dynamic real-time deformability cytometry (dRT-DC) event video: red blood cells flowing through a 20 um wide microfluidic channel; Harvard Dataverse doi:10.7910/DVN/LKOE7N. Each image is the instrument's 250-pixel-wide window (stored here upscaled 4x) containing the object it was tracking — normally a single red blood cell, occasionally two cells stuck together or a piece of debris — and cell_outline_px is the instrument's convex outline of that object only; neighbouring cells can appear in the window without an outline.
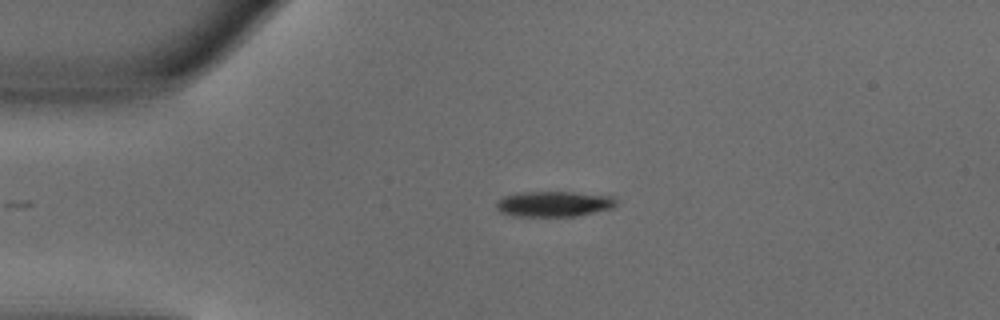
{"species": "common noctule bat (a hibernating species)", "species_latin": "Nyctalus noctula", "temperature_condition": "warm", "stored_images_in_passage": 30, "camera_frame_rate_fps": 3000, "um_per_image_px": 0.085, "animal": {"sex": "male", "body_mass_g": 18.8}, "frame": {"image": 1, "passage_image": 1, "time_ms": 0.0, "image_size_px": [1000, 320], "cell_outline_px": [[620, 204], [616, 208], [576, 216], [512, 216], [500, 212], [496, 208], [496, 204], [504, 196], [520, 192], [572, 192], [612, 196]], "centroid_in_image_um": [47.14, 17.34], "position_along_channel_um": 37.9, "area_um2": 17.98}}
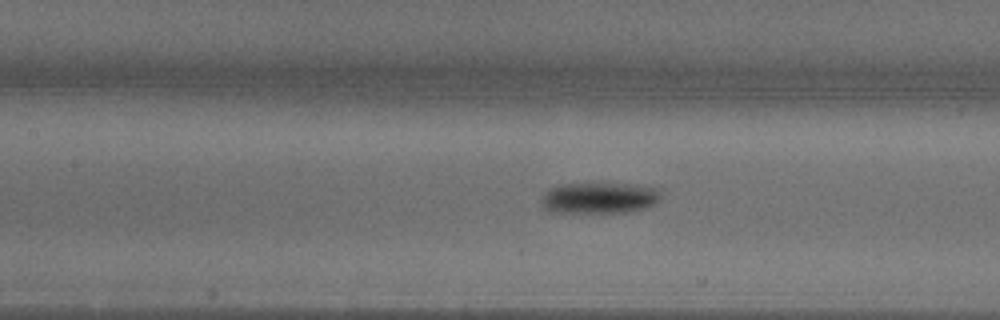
{"frame": {"image": 2, "passage_image": 12, "time_ms": 3.667, "image_size_px": [1000, 320], "cell_outline_px": [[660, 200], [656, 204], [648, 208], [632, 212], [548, 212], [540, 204], [540, 200], [544, 192], [548, 188], [560, 184], [636, 184], [660, 188]], "centroid_in_image_um": [50.96, 16.83], "position_along_channel_um": 156.4, "area_um2": 22.14}}
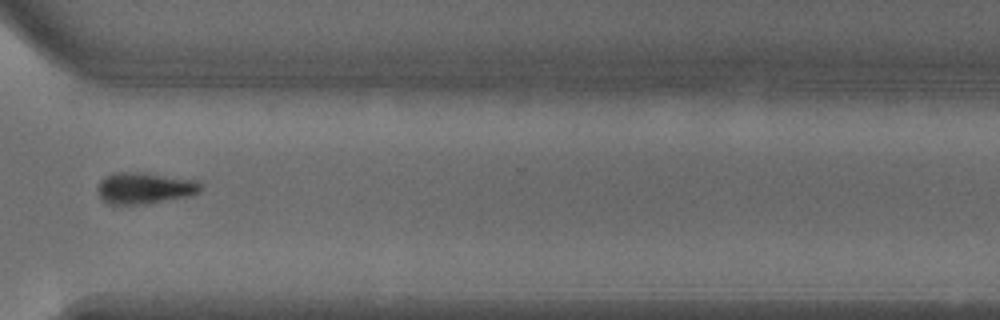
{"frame": {"image": 3, "passage_image": 27, "time_ms": 8.667, "image_size_px": [1000, 320], "cell_outline_px": [[204, 188], [200, 192], [192, 196], [144, 204], [108, 204], [96, 192], [96, 188], [100, 180], [112, 172], [140, 172], [200, 180]], "centroid_in_image_um": [12.34, 15.98], "position_along_channel_um": 358.3, "area_um2": 19.31}, "authors_computed_cell_mechanics": {"area_um2": 21.2704, "velocity_mm_per_s": 4.04, "shape_relaxation_time_tau1_ms": 2.1044, "shape_relaxation_time_tau2_ms": null, "deformation_change_tau1": 0.1396, "deformation_change_tau2": null}}